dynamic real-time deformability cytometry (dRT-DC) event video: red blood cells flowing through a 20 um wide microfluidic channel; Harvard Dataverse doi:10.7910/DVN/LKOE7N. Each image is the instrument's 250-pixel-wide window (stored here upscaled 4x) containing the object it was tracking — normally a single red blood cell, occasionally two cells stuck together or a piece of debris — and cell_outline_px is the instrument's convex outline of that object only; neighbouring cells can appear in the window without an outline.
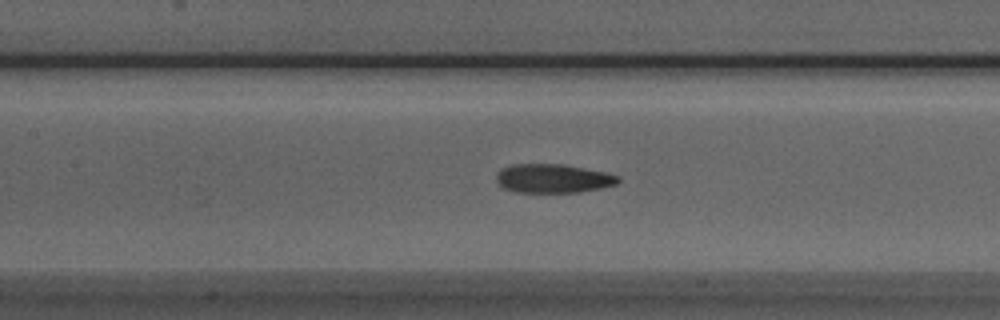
{"species": "Egyptian fruit bat (a non-hibernating species)", "species_latin": "Rousettus aegyptiacus", "temperature_condition": "room temperature", "stored_images_in_passage": 52, "camera_frame_rate_fps": 3000, "um_per_image_px": 0.085, "animal": {"sex": "male"}, "frame": {"image": 1, "passage_image": 22, "time_ms": 7.0, "image_size_px": [1000, 320], "cell_outline_px": [[620, 180], [616, 184], [600, 188], [580, 192], [516, 192], [504, 188], [496, 180], [496, 176], [504, 168], [512, 164], [564, 164], [604, 172], [620, 176]], "centroid_in_image_um": [47.03, 15.17], "position_along_channel_um": 160.4, "area_um2": 20.29}}
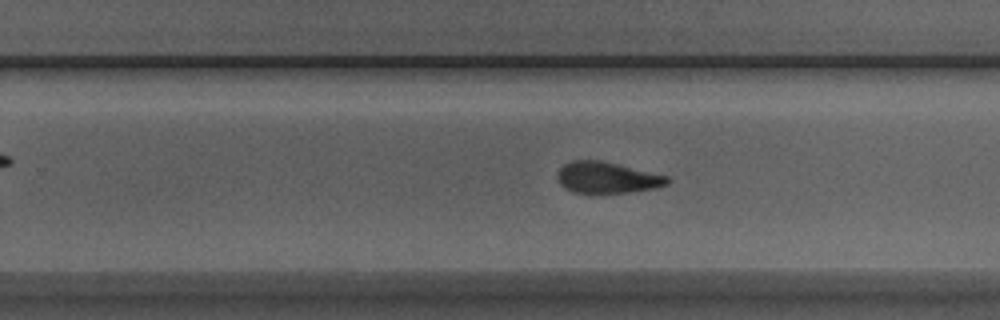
{"frame": {"image": 2, "passage_image": 31, "time_ms": 10.0, "image_size_px": [1000, 320], "cell_outline_px": [[672, 180], [668, 184], [656, 188], [628, 192], [592, 196], [572, 192], [564, 188], [560, 184], [556, 176], [560, 168], [564, 164], [572, 160], [596, 160], [616, 164], [668, 176]], "centroid_in_image_um": [51.56, 15.15], "position_along_channel_um": 278.2, "area_um2": 20.58}}
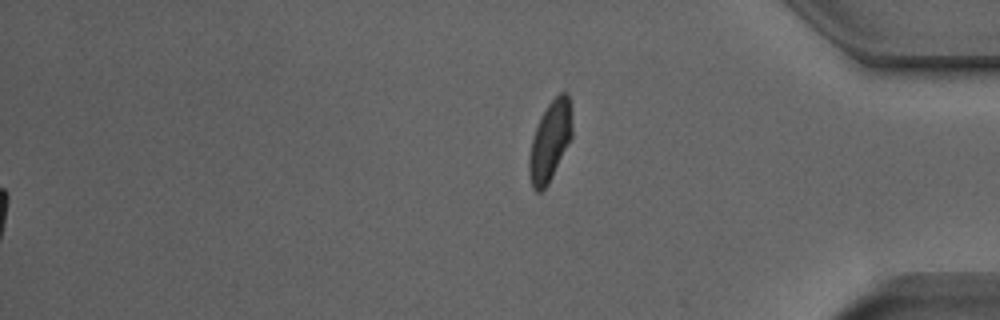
{"frame": {"image": 3, "passage_image": 52, "time_ms": 17.0, "image_size_px": [1000, 320], "cell_outline_px": [[572, 136], [548, 184], [540, 192], [536, 192], [532, 188], [528, 172], [528, 160], [532, 140], [540, 116], [548, 104], [560, 92], [568, 92], [572, 108]], "centroid_in_image_um": [46.76, 11.97], "position_along_channel_um": 388.4, "area_um2": 20.06}, "authors_computed_cell_mechanics": {"area_um2": 20.5479, "velocity_mm_per_s": 3.9422, "shape_relaxation_time_tau1_ms": 6.3851, "shape_relaxation_time_tau2_ms": 3.4076, "deformation_change_tau1": 0.2067, "deformation_change_tau2": 0.1133}}